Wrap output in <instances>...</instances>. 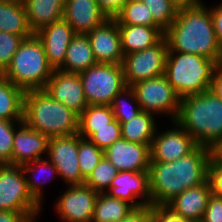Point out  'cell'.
Masks as SVG:
<instances>
[{
  "mask_svg": "<svg viewBox=\"0 0 222 222\" xmlns=\"http://www.w3.org/2000/svg\"><path fill=\"white\" fill-rule=\"evenodd\" d=\"M212 149L198 145L188 155L171 162L150 161L151 205H167L184 190L208 180Z\"/></svg>",
  "mask_w": 222,
  "mask_h": 222,
  "instance_id": "6da1fadb",
  "label": "cell"
},
{
  "mask_svg": "<svg viewBox=\"0 0 222 222\" xmlns=\"http://www.w3.org/2000/svg\"><path fill=\"white\" fill-rule=\"evenodd\" d=\"M168 51L202 55L222 63L210 9L204 4L181 5L176 19L165 30Z\"/></svg>",
  "mask_w": 222,
  "mask_h": 222,
  "instance_id": "7a4b0ae2",
  "label": "cell"
},
{
  "mask_svg": "<svg viewBox=\"0 0 222 222\" xmlns=\"http://www.w3.org/2000/svg\"><path fill=\"white\" fill-rule=\"evenodd\" d=\"M200 146L222 147V100L211 90L180 99L175 120Z\"/></svg>",
  "mask_w": 222,
  "mask_h": 222,
  "instance_id": "3957f363",
  "label": "cell"
},
{
  "mask_svg": "<svg viewBox=\"0 0 222 222\" xmlns=\"http://www.w3.org/2000/svg\"><path fill=\"white\" fill-rule=\"evenodd\" d=\"M23 122L49 138L77 134L79 115L43 89L25 91Z\"/></svg>",
  "mask_w": 222,
  "mask_h": 222,
  "instance_id": "277c9868",
  "label": "cell"
},
{
  "mask_svg": "<svg viewBox=\"0 0 222 222\" xmlns=\"http://www.w3.org/2000/svg\"><path fill=\"white\" fill-rule=\"evenodd\" d=\"M217 64L202 55L168 51L164 75L182 99L210 90Z\"/></svg>",
  "mask_w": 222,
  "mask_h": 222,
  "instance_id": "5b68a950",
  "label": "cell"
},
{
  "mask_svg": "<svg viewBox=\"0 0 222 222\" xmlns=\"http://www.w3.org/2000/svg\"><path fill=\"white\" fill-rule=\"evenodd\" d=\"M53 72L41 41L33 34L21 42L4 77L24 91L39 90L44 89Z\"/></svg>",
  "mask_w": 222,
  "mask_h": 222,
  "instance_id": "8992f818",
  "label": "cell"
},
{
  "mask_svg": "<svg viewBox=\"0 0 222 222\" xmlns=\"http://www.w3.org/2000/svg\"><path fill=\"white\" fill-rule=\"evenodd\" d=\"M79 76L88 105L110 106L113 98L127 87L122 64L96 63Z\"/></svg>",
  "mask_w": 222,
  "mask_h": 222,
  "instance_id": "52a82bcc",
  "label": "cell"
},
{
  "mask_svg": "<svg viewBox=\"0 0 222 222\" xmlns=\"http://www.w3.org/2000/svg\"><path fill=\"white\" fill-rule=\"evenodd\" d=\"M40 209L28 190L21 165H0V211L31 214L36 219Z\"/></svg>",
  "mask_w": 222,
  "mask_h": 222,
  "instance_id": "ba28073f",
  "label": "cell"
},
{
  "mask_svg": "<svg viewBox=\"0 0 222 222\" xmlns=\"http://www.w3.org/2000/svg\"><path fill=\"white\" fill-rule=\"evenodd\" d=\"M141 110L152 114H168L174 122L179 113L180 98L166 76L139 81L130 86ZM156 112V113H155Z\"/></svg>",
  "mask_w": 222,
  "mask_h": 222,
  "instance_id": "9c48e42d",
  "label": "cell"
},
{
  "mask_svg": "<svg viewBox=\"0 0 222 222\" xmlns=\"http://www.w3.org/2000/svg\"><path fill=\"white\" fill-rule=\"evenodd\" d=\"M168 42L163 37L153 47L124 55L122 67L127 86L164 74Z\"/></svg>",
  "mask_w": 222,
  "mask_h": 222,
  "instance_id": "30bf717a",
  "label": "cell"
},
{
  "mask_svg": "<svg viewBox=\"0 0 222 222\" xmlns=\"http://www.w3.org/2000/svg\"><path fill=\"white\" fill-rule=\"evenodd\" d=\"M47 155L56 167L58 176L69 186L84 184L85 178L81 175L78 162V133L51 137Z\"/></svg>",
  "mask_w": 222,
  "mask_h": 222,
  "instance_id": "8fae6325",
  "label": "cell"
},
{
  "mask_svg": "<svg viewBox=\"0 0 222 222\" xmlns=\"http://www.w3.org/2000/svg\"><path fill=\"white\" fill-rule=\"evenodd\" d=\"M98 192L86 184L71 185L56 203V212L64 222H92Z\"/></svg>",
  "mask_w": 222,
  "mask_h": 222,
  "instance_id": "7c38bea8",
  "label": "cell"
},
{
  "mask_svg": "<svg viewBox=\"0 0 222 222\" xmlns=\"http://www.w3.org/2000/svg\"><path fill=\"white\" fill-rule=\"evenodd\" d=\"M105 193L112 198L130 203L134 208L149 206L151 205L149 172L119 171Z\"/></svg>",
  "mask_w": 222,
  "mask_h": 222,
  "instance_id": "4fadbf2b",
  "label": "cell"
},
{
  "mask_svg": "<svg viewBox=\"0 0 222 222\" xmlns=\"http://www.w3.org/2000/svg\"><path fill=\"white\" fill-rule=\"evenodd\" d=\"M174 128L155 136L150 146V161L171 162L188 155L198 145L175 121ZM157 135V136H156Z\"/></svg>",
  "mask_w": 222,
  "mask_h": 222,
  "instance_id": "5bb4252c",
  "label": "cell"
},
{
  "mask_svg": "<svg viewBox=\"0 0 222 222\" xmlns=\"http://www.w3.org/2000/svg\"><path fill=\"white\" fill-rule=\"evenodd\" d=\"M43 90L78 115L88 106L79 73L54 69Z\"/></svg>",
  "mask_w": 222,
  "mask_h": 222,
  "instance_id": "9a60e30c",
  "label": "cell"
},
{
  "mask_svg": "<svg viewBox=\"0 0 222 222\" xmlns=\"http://www.w3.org/2000/svg\"><path fill=\"white\" fill-rule=\"evenodd\" d=\"M97 63L122 64L123 51L118 23L107 19L87 33Z\"/></svg>",
  "mask_w": 222,
  "mask_h": 222,
  "instance_id": "2e32d148",
  "label": "cell"
},
{
  "mask_svg": "<svg viewBox=\"0 0 222 222\" xmlns=\"http://www.w3.org/2000/svg\"><path fill=\"white\" fill-rule=\"evenodd\" d=\"M41 41L48 63L59 69L65 59L66 51L76 35L72 26L64 19L45 25L34 33Z\"/></svg>",
  "mask_w": 222,
  "mask_h": 222,
  "instance_id": "e0dca14e",
  "label": "cell"
},
{
  "mask_svg": "<svg viewBox=\"0 0 222 222\" xmlns=\"http://www.w3.org/2000/svg\"><path fill=\"white\" fill-rule=\"evenodd\" d=\"M104 156L118 171L144 172L150 165V146L121 137L104 151Z\"/></svg>",
  "mask_w": 222,
  "mask_h": 222,
  "instance_id": "ac0fdd59",
  "label": "cell"
},
{
  "mask_svg": "<svg viewBox=\"0 0 222 222\" xmlns=\"http://www.w3.org/2000/svg\"><path fill=\"white\" fill-rule=\"evenodd\" d=\"M15 129L11 165H22L42 158L48 153L49 137L28 127L24 122H17Z\"/></svg>",
  "mask_w": 222,
  "mask_h": 222,
  "instance_id": "d6986e66",
  "label": "cell"
},
{
  "mask_svg": "<svg viewBox=\"0 0 222 222\" xmlns=\"http://www.w3.org/2000/svg\"><path fill=\"white\" fill-rule=\"evenodd\" d=\"M63 18L76 34H87L108 19L95 0H65Z\"/></svg>",
  "mask_w": 222,
  "mask_h": 222,
  "instance_id": "ffe728a7",
  "label": "cell"
},
{
  "mask_svg": "<svg viewBox=\"0 0 222 222\" xmlns=\"http://www.w3.org/2000/svg\"><path fill=\"white\" fill-rule=\"evenodd\" d=\"M211 194V185L209 180H207L199 186L184 190L167 205L181 217L192 222H200Z\"/></svg>",
  "mask_w": 222,
  "mask_h": 222,
  "instance_id": "44dd1931",
  "label": "cell"
},
{
  "mask_svg": "<svg viewBox=\"0 0 222 222\" xmlns=\"http://www.w3.org/2000/svg\"><path fill=\"white\" fill-rule=\"evenodd\" d=\"M124 55L153 47L165 31L160 26L118 25Z\"/></svg>",
  "mask_w": 222,
  "mask_h": 222,
  "instance_id": "7402d4cb",
  "label": "cell"
},
{
  "mask_svg": "<svg viewBox=\"0 0 222 222\" xmlns=\"http://www.w3.org/2000/svg\"><path fill=\"white\" fill-rule=\"evenodd\" d=\"M33 33L63 18L65 0H22Z\"/></svg>",
  "mask_w": 222,
  "mask_h": 222,
  "instance_id": "603a6c76",
  "label": "cell"
},
{
  "mask_svg": "<svg viewBox=\"0 0 222 222\" xmlns=\"http://www.w3.org/2000/svg\"><path fill=\"white\" fill-rule=\"evenodd\" d=\"M97 63L87 34H76L66 51V59L59 70L81 73Z\"/></svg>",
  "mask_w": 222,
  "mask_h": 222,
  "instance_id": "cb8c5ba5",
  "label": "cell"
},
{
  "mask_svg": "<svg viewBox=\"0 0 222 222\" xmlns=\"http://www.w3.org/2000/svg\"><path fill=\"white\" fill-rule=\"evenodd\" d=\"M0 31L24 38L34 34L28 26L22 0H0Z\"/></svg>",
  "mask_w": 222,
  "mask_h": 222,
  "instance_id": "d4e9b609",
  "label": "cell"
},
{
  "mask_svg": "<svg viewBox=\"0 0 222 222\" xmlns=\"http://www.w3.org/2000/svg\"><path fill=\"white\" fill-rule=\"evenodd\" d=\"M25 91L5 77L0 78V119L23 121Z\"/></svg>",
  "mask_w": 222,
  "mask_h": 222,
  "instance_id": "484cf974",
  "label": "cell"
},
{
  "mask_svg": "<svg viewBox=\"0 0 222 222\" xmlns=\"http://www.w3.org/2000/svg\"><path fill=\"white\" fill-rule=\"evenodd\" d=\"M153 116L152 113L141 111L131 121L120 123L121 137L133 143L151 146L157 131Z\"/></svg>",
  "mask_w": 222,
  "mask_h": 222,
  "instance_id": "4316f807",
  "label": "cell"
},
{
  "mask_svg": "<svg viewBox=\"0 0 222 222\" xmlns=\"http://www.w3.org/2000/svg\"><path fill=\"white\" fill-rule=\"evenodd\" d=\"M134 209L126 201L99 193L94 205L92 222H119Z\"/></svg>",
  "mask_w": 222,
  "mask_h": 222,
  "instance_id": "83f0119b",
  "label": "cell"
},
{
  "mask_svg": "<svg viewBox=\"0 0 222 222\" xmlns=\"http://www.w3.org/2000/svg\"><path fill=\"white\" fill-rule=\"evenodd\" d=\"M25 178H26V182H27V187L29 192L31 193V195L34 197V199L40 204L42 205L41 201H43L42 196L43 194V189H42V183H44V181H40L38 178V176H36V174H34L35 172H41V173H49L50 177H54L58 176V172L56 167L53 165V163L48 160V158L45 160H43L42 158L28 162V163H24L21 165ZM37 167V168H36ZM28 173H32L34 174V176L32 175L31 177H27L26 175H28ZM39 174V173H38ZM52 174V175H51ZM48 175V174H47ZM46 175V176H47ZM48 175V177H49ZM47 177V178H48ZM38 179V180H37ZM46 183V182H45Z\"/></svg>",
  "mask_w": 222,
  "mask_h": 222,
  "instance_id": "f1b7e54d",
  "label": "cell"
},
{
  "mask_svg": "<svg viewBox=\"0 0 222 222\" xmlns=\"http://www.w3.org/2000/svg\"><path fill=\"white\" fill-rule=\"evenodd\" d=\"M115 20L118 25L159 26L143 1H128Z\"/></svg>",
  "mask_w": 222,
  "mask_h": 222,
  "instance_id": "f546056e",
  "label": "cell"
},
{
  "mask_svg": "<svg viewBox=\"0 0 222 222\" xmlns=\"http://www.w3.org/2000/svg\"><path fill=\"white\" fill-rule=\"evenodd\" d=\"M128 99L133 102H126ZM110 107L113 110L114 119H116L119 123L131 121L138 113L142 111L139 103L136 100L135 93L130 86L124 88L113 98Z\"/></svg>",
  "mask_w": 222,
  "mask_h": 222,
  "instance_id": "4dcf8cb0",
  "label": "cell"
},
{
  "mask_svg": "<svg viewBox=\"0 0 222 222\" xmlns=\"http://www.w3.org/2000/svg\"><path fill=\"white\" fill-rule=\"evenodd\" d=\"M113 110L107 105H88L79 115V128L112 127Z\"/></svg>",
  "mask_w": 222,
  "mask_h": 222,
  "instance_id": "1f68e13d",
  "label": "cell"
},
{
  "mask_svg": "<svg viewBox=\"0 0 222 222\" xmlns=\"http://www.w3.org/2000/svg\"><path fill=\"white\" fill-rule=\"evenodd\" d=\"M78 134L85 139H89L98 148L105 151L116 140L121 138V125L114 119L112 127L103 128H79Z\"/></svg>",
  "mask_w": 222,
  "mask_h": 222,
  "instance_id": "d6a6232c",
  "label": "cell"
},
{
  "mask_svg": "<svg viewBox=\"0 0 222 222\" xmlns=\"http://www.w3.org/2000/svg\"><path fill=\"white\" fill-rule=\"evenodd\" d=\"M119 171L105 157L99 161L89 176L85 179L84 184L98 193H105L108 190L114 177Z\"/></svg>",
  "mask_w": 222,
  "mask_h": 222,
  "instance_id": "836d02e7",
  "label": "cell"
},
{
  "mask_svg": "<svg viewBox=\"0 0 222 222\" xmlns=\"http://www.w3.org/2000/svg\"><path fill=\"white\" fill-rule=\"evenodd\" d=\"M104 156V151L89 139L78 134V162L81 175L86 179Z\"/></svg>",
  "mask_w": 222,
  "mask_h": 222,
  "instance_id": "e575fe53",
  "label": "cell"
},
{
  "mask_svg": "<svg viewBox=\"0 0 222 222\" xmlns=\"http://www.w3.org/2000/svg\"><path fill=\"white\" fill-rule=\"evenodd\" d=\"M154 21L165 31L176 19L180 5L175 0H142Z\"/></svg>",
  "mask_w": 222,
  "mask_h": 222,
  "instance_id": "d590c367",
  "label": "cell"
},
{
  "mask_svg": "<svg viewBox=\"0 0 222 222\" xmlns=\"http://www.w3.org/2000/svg\"><path fill=\"white\" fill-rule=\"evenodd\" d=\"M23 121H8L0 119V165L11 164L15 123Z\"/></svg>",
  "mask_w": 222,
  "mask_h": 222,
  "instance_id": "8d00e7d4",
  "label": "cell"
},
{
  "mask_svg": "<svg viewBox=\"0 0 222 222\" xmlns=\"http://www.w3.org/2000/svg\"><path fill=\"white\" fill-rule=\"evenodd\" d=\"M24 39L23 36L0 31V67L3 71L10 65L14 54Z\"/></svg>",
  "mask_w": 222,
  "mask_h": 222,
  "instance_id": "74e56055",
  "label": "cell"
},
{
  "mask_svg": "<svg viewBox=\"0 0 222 222\" xmlns=\"http://www.w3.org/2000/svg\"><path fill=\"white\" fill-rule=\"evenodd\" d=\"M208 180L212 194L222 198V156L214 152L208 165Z\"/></svg>",
  "mask_w": 222,
  "mask_h": 222,
  "instance_id": "f35d334b",
  "label": "cell"
},
{
  "mask_svg": "<svg viewBox=\"0 0 222 222\" xmlns=\"http://www.w3.org/2000/svg\"><path fill=\"white\" fill-rule=\"evenodd\" d=\"M153 222H192L181 217L168 205L152 204Z\"/></svg>",
  "mask_w": 222,
  "mask_h": 222,
  "instance_id": "ab89813d",
  "label": "cell"
},
{
  "mask_svg": "<svg viewBox=\"0 0 222 222\" xmlns=\"http://www.w3.org/2000/svg\"><path fill=\"white\" fill-rule=\"evenodd\" d=\"M200 222H222V198L211 194Z\"/></svg>",
  "mask_w": 222,
  "mask_h": 222,
  "instance_id": "60d3db41",
  "label": "cell"
},
{
  "mask_svg": "<svg viewBox=\"0 0 222 222\" xmlns=\"http://www.w3.org/2000/svg\"><path fill=\"white\" fill-rule=\"evenodd\" d=\"M102 13L108 19H115V17L124 8L128 0H95Z\"/></svg>",
  "mask_w": 222,
  "mask_h": 222,
  "instance_id": "b9f144b4",
  "label": "cell"
},
{
  "mask_svg": "<svg viewBox=\"0 0 222 222\" xmlns=\"http://www.w3.org/2000/svg\"><path fill=\"white\" fill-rule=\"evenodd\" d=\"M119 222H153L151 205L135 208Z\"/></svg>",
  "mask_w": 222,
  "mask_h": 222,
  "instance_id": "7bdbcfd3",
  "label": "cell"
},
{
  "mask_svg": "<svg viewBox=\"0 0 222 222\" xmlns=\"http://www.w3.org/2000/svg\"><path fill=\"white\" fill-rule=\"evenodd\" d=\"M210 13L213 20L217 42L222 48V3L216 7H210Z\"/></svg>",
  "mask_w": 222,
  "mask_h": 222,
  "instance_id": "ee69618b",
  "label": "cell"
},
{
  "mask_svg": "<svg viewBox=\"0 0 222 222\" xmlns=\"http://www.w3.org/2000/svg\"><path fill=\"white\" fill-rule=\"evenodd\" d=\"M31 214H22L14 211H0V222H35Z\"/></svg>",
  "mask_w": 222,
  "mask_h": 222,
  "instance_id": "f6af8a7d",
  "label": "cell"
},
{
  "mask_svg": "<svg viewBox=\"0 0 222 222\" xmlns=\"http://www.w3.org/2000/svg\"><path fill=\"white\" fill-rule=\"evenodd\" d=\"M210 90L222 100V63L216 66Z\"/></svg>",
  "mask_w": 222,
  "mask_h": 222,
  "instance_id": "bcb514c9",
  "label": "cell"
},
{
  "mask_svg": "<svg viewBox=\"0 0 222 222\" xmlns=\"http://www.w3.org/2000/svg\"><path fill=\"white\" fill-rule=\"evenodd\" d=\"M180 6L181 5H200L202 0H175Z\"/></svg>",
  "mask_w": 222,
  "mask_h": 222,
  "instance_id": "7dc6e473",
  "label": "cell"
},
{
  "mask_svg": "<svg viewBox=\"0 0 222 222\" xmlns=\"http://www.w3.org/2000/svg\"><path fill=\"white\" fill-rule=\"evenodd\" d=\"M4 77V71L0 67V78Z\"/></svg>",
  "mask_w": 222,
  "mask_h": 222,
  "instance_id": "c3c4849f",
  "label": "cell"
},
{
  "mask_svg": "<svg viewBox=\"0 0 222 222\" xmlns=\"http://www.w3.org/2000/svg\"><path fill=\"white\" fill-rule=\"evenodd\" d=\"M222 156V147L217 151Z\"/></svg>",
  "mask_w": 222,
  "mask_h": 222,
  "instance_id": "681fc988",
  "label": "cell"
}]
</instances>
